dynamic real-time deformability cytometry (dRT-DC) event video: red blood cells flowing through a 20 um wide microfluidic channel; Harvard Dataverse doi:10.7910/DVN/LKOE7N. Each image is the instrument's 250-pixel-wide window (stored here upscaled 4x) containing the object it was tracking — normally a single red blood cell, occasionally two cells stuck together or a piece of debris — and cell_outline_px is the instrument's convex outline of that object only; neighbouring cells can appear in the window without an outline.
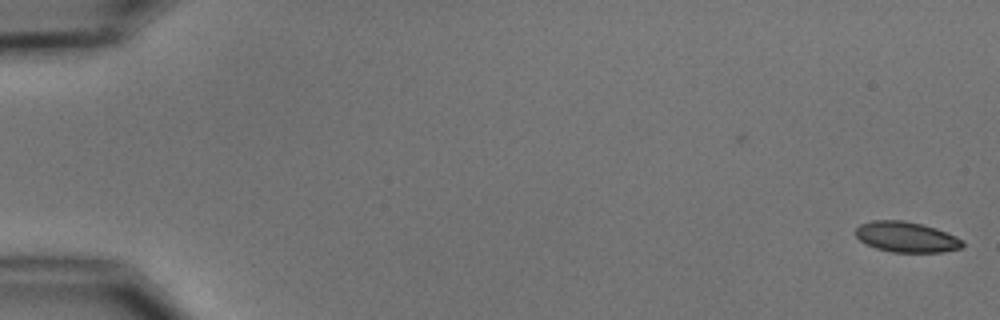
{"species": "common noctule bat (a hibernating species)", "species_latin": "Nyctalus noctula", "temperature_condition": "cold", "stored_images_in_passage": 2, "camera_frame_rate_fps": 3000, "um_per_image_px": 0.085, "animal": {"sex": "male", "body_mass_g": 15.6}, "frame": {"image": 1, "passage_image": 2, "time_ms": 1.333, "image_size_px": [1000, 320], "cell_outline_px": [[964, 244], [960, 248], [944, 252], [892, 252], [876, 248], [860, 240], [856, 236], [856, 228], [860, 224], [872, 220], [904, 220], [936, 228], [956, 236], [964, 240]], "centroid_in_image_um": [77.06, 20.14], "position_along_channel_um": 7.9, "area_um2": 18.96}}